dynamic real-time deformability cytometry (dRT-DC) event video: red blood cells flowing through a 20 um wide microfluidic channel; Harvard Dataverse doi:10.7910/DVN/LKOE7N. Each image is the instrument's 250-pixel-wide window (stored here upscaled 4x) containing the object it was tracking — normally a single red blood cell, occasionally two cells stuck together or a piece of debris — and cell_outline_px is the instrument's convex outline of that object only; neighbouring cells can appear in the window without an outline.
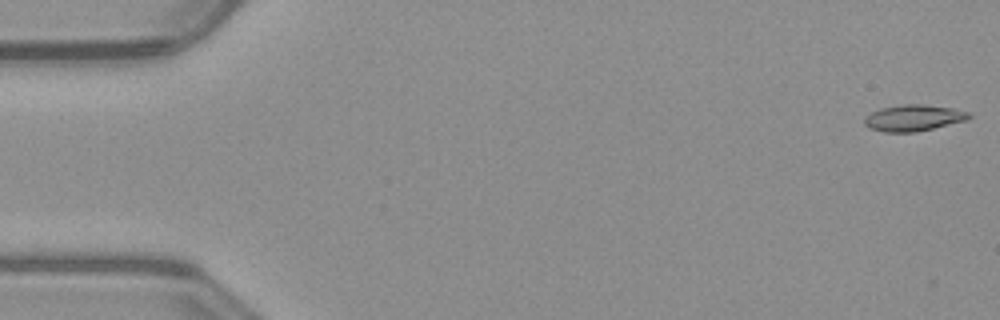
{"species": "common noctule bat (a hibernating species)", "species_latin": "Nyctalus noctula", "temperature_condition": "warm", "stored_images_in_passage": 49, "camera_frame_rate_fps": 3000, "um_per_image_px": 0.085, "animal": {"sex": "male", "body_mass_g": 23.1, "forearm_length_mm": 52.7}, "frame": {"image": 1, "passage_image": 1, "time_ms": 0.0, "image_size_px": [1000, 320], "cell_outline_px": [[972, 116], [968, 120], [916, 132], [884, 132], [872, 128], [864, 124], [864, 116], [880, 108], [904, 104], [924, 104], [956, 108], [972, 112]], "centroid_in_image_um": [77.71, 10.01], "position_along_channel_um": 7.3, "area_um2": 16.24}}
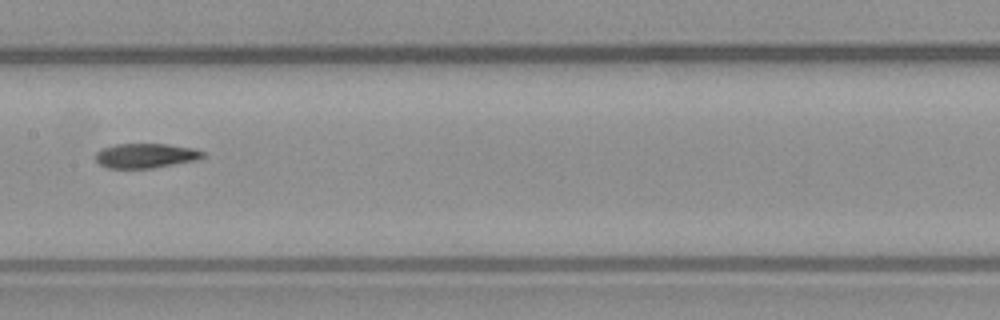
{"frame": {"image": 2, "passage_image": 26, "time_ms": 8.333, "image_size_px": [1000, 320], "cell_outline_px": [[204, 156], [196, 160], [152, 168], [108, 168], [100, 164], [96, 160], [96, 152], [104, 148], [116, 144], [168, 144], [196, 148], [204, 152]], "centroid_in_image_um": [12.41, 13.22], "position_along_channel_um": 195.0, "area_um2": 15.32}}
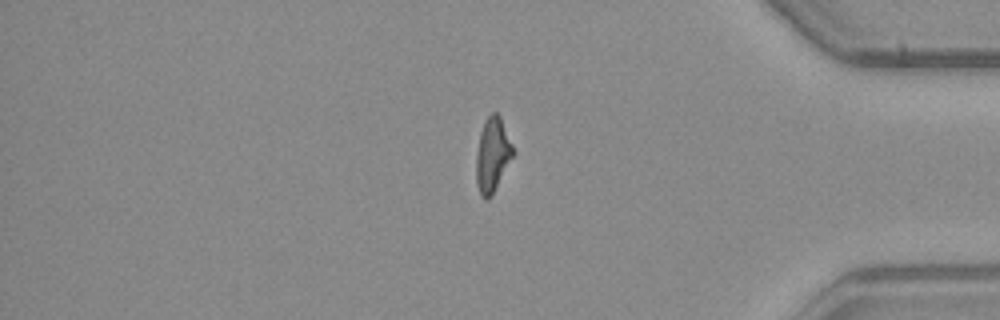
{"frame": {"image": 3, "passage_image": 43, "time_ms": 14.0, "image_size_px": [1000, 320], "cell_outline_px": [[516, 152], [492, 196], [488, 200], [484, 200], [480, 196], [476, 184], [476, 156], [480, 132], [484, 120], [492, 112], [496, 112], [500, 116]], "centroid_in_image_um": [41.87, 13.2], "position_along_channel_um": 393.3, "area_um2": 16.36}}